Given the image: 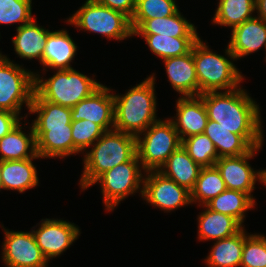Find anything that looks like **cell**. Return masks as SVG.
<instances>
[{
	"mask_svg": "<svg viewBox=\"0 0 266 267\" xmlns=\"http://www.w3.org/2000/svg\"><path fill=\"white\" fill-rule=\"evenodd\" d=\"M163 167L167 170L163 169ZM201 168L198 163L189 157L184 148L180 146L158 171L175 181L178 185L191 191L194 188Z\"/></svg>",
	"mask_w": 266,
	"mask_h": 267,
	"instance_id": "20",
	"label": "cell"
},
{
	"mask_svg": "<svg viewBox=\"0 0 266 267\" xmlns=\"http://www.w3.org/2000/svg\"><path fill=\"white\" fill-rule=\"evenodd\" d=\"M263 46L266 49V21L253 17L232 29L226 54L234 60L249 55Z\"/></svg>",
	"mask_w": 266,
	"mask_h": 267,
	"instance_id": "15",
	"label": "cell"
},
{
	"mask_svg": "<svg viewBox=\"0 0 266 267\" xmlns=\"http://www.w3.org/2000/svg\"><path fill=\"white\" fill-rule=\"evenodd\" d=\"M154 80V76L146 78L123 96L113 94L115 130L137 136L158 121Z\"/></svg>",
	"mask_w": 266,
	"mask_h": 267,
	"instance_id": "2",
	"label": "cell"
},
{
	"mask_svg": "<svg viewBox=\"0 0 266 267\" xmlns=\"http://www.w3.org/2000/svg\"><path fill=\"white\" fill-rule=\"evenodd\" d=\"M226 189L225 182L215 166L202 167L194 188L190 191L191 203L199 200L206 205Z\"/></svg>",
	"mask_w": 266,
	"mask_h": 267,
	"instance_id": "32",
	"label": "cell"
},
{
	"mask_svg": "<svg viewBox=\"0 0 266 267\" xmlns=\"http://www.w3.org/2000/svg\"><path fill=\"white\" fill-rule=\"evenodd\" d=\"M214 144L218 157L239 156L248 153L252 147L240 136L208 120L204 133Z\"/></svg>",
	"mask_w": 266,
	"mask_h": 267,
	"instance_id": "25",
	"label": "cell"
},
{
	"mask_svg": "<svg viewBox=\"0 0 266 267\" xmlns=\"http://www.w3.org/2000/svg\"><path fill=\"white\" fill-rule=\"evenodd\" d=\"M39 157H65L73 154L72 128H49L34 131Z\"/></svg>",
	"mask_w": 266,
	"mask_h": 267,
	"instance_id": "22",
	"label": "cell"
},
{
	"mask_svg": "<svg viewBox=\"0 0 266 267\" xmlns=\"http://www.w3.org/2000/svg\"><path fill=\"white\" fill-rule=\"evenodd\" d=\"M193 58L199 95L222 89H227L226 91L237 89L243 78L230 60L210 51L201 39L193 44Z\"/></svg>",
	"mask_w": 266,
	"mask_h": 267,
	"instance_id": "5",
	"label": "cell"
},
{
	"mask_svg": "<svg viewBox=\"0 0 266 267\" xmlns=\"http://www.w3.org/2000/svg\"><path fill=\"white\" fill-rule=\"evenodd\" d=\"M81 29L101 33L107 38L123 40L133 35L131 21L124 13L106 7L95 0H87L80 9L68 19Z\"/></svg>",
	"mask_w": 266,
	"mask_h": 267,
	"instance_id": "7",
	"label": "cell"
},
{
	"mask_svg": "<svg viewBox=\"0 0 266 267\" xmlns=\"http://www.w3.org/2000/svg\"><path fill=\"white\" fill-rule=\"evenodd\" d=\"M35 74L27 72L0 54V110L19 115L21 106L28 109L35 92Z\"/></svg>",
	"mask_w": 266,
	"mask_h": 267,
	"instance_id": "8",
	"label": "cell"
},
{
	"mask_svg": "<svg viewBox=\"0 0 266 267\" xmlns=\"http://www.w3.org/2000/svg\"><path fill=\"white\" fill-rule=\"evenodd\" d=\"M18 114L0 110V139L12 131L19 124Z\"/></svg>",
	"mask_w": 266,
	"mask_h": 267,
	"instance_id": "39",
	"label": "cell"
},
{
	"mask_svg": "<svg viewBox=\"0 0 266 267\" xmlns=\"http://www.w3.org/2000/svg\"><path fill=\"white\" fill-rule=\"evenodd\" d=\"M169 81L173 88L186 96H199V84L193 58V47L189 53L164 59Z\"/></svg>",
	"mask_w": 266,
	"mask_h": 267,
	"instance_id": "17",
	"label": "cell"
},
{
	"mask_svg": "<svg viewBox=\"0 0 266 267\" xmlns=\"http://www.w3.org/2000/svg\"><path fill=\"white\" fill-rule=\"evenodd\" d=\"M96 2L113 10L124 13L130 19L135 10L136 0H95Z\"/></svg>",
	"mask_w": 266,
	"mask_h": 267,
	"instance_id": "38",
	"label": "cell"
},
{
	"mask_svg": "<svg viewBox=\"0 0 266 267\" xmlns=\"http://www.w3.org/2000/svg\"><path fill=\"white\" fill-rule=\"evenodd\" d=\"M34 158L40 157L36 154L28 159L0 161L1 188L22 193L38 185L37 171L32 163Z\"/></svg>",
	"mask_w": 266,
	"mask_h": 267,
	"instance_id": "18",
	"label": "cell"
},
{
	"mask_svg": "<svg viewBox=\"0 0 266 267\" xmlns=\"http://www.w3.org/2000/svg\"><path fill=\"white\" fill-rule=\"evenodd\" d=\"M256 0H220L213 23L229 26L232 29L252 17Z\"/></svg>",
	"mask_w": 266,
	"mask_h": 267,
	"instance_id": "31",
	"label": "cell"
},
{
	"mask_svg": "<svg viewBox=\"0 0 266 267\" xmlns=\"http://www.w3.org/2000/svg\"><path fill=\"white\" fill-rule=\"evenodd\" d=\"M199 218V239L220 240L240 232L242 224L232 216L212 211L208 207Z\"/></svg>",
	"mask_w": 266,
	"mask_h": 267,
	"instance_id": "24",
	"label": "cell"
},
{
	"mask_svg": "<svg viewBox=\"0 0 266 267\" xmlns=\"http://www.w3.org/2000/svg\"><path fill=\"white\" fill-rule=\"evenodd\" d=\"M181 146L201 167H212L219 159L213 142L205 134L185 137L181 140Z\"/></svg>",
	"mask_w": 266,
	"mask_h": 267,
	"instance_id": "34",
	"label": "cell"
},
{
	"mask_svg": "<svg viewBox=\"0 0 266 267\" xmlns=\"http://www.w3.org/2000/svg\"><path fill=\"white\" fill-rule=\"evenodd\" d=\"M20 124L0 139V161L28 159L37 154L33 126L27 136L22 132Z\"/></svg>",
	"mask_w": 266,
	"mask_h": 267,
	"instance_id": "26",
	"label": "cell"
},
{
	"mask_svg": "<svg viewBox=\"0 0 266 267\" xmlns=\"http://www.w3.org/2000/svg\"><path fill=\"white\" fill-rule=\"evenodd\" d=\"M109 90L102 85L92 95L71 108L72 121L90 120L105 131L111 130L109 126L114 127V97Z\"/></svg>",
	"mask_w": 266,
	"mask_h": 267,
	"instance_id": "14",
	"label": "cell"
},
{
	"mask_svg": "<svg viewBox=\"0 0 266 267\" xmlns=\"http://www.w3.org/2000/svg\"><path fill=\"white\" fill-rule=\"evenodd\" d=\"M30 113H38L32 126L34 131H49V128H72L71 108L54 104L44 99H32Z\"/></svg>",
	"mask_w": 266,
	"mask_h": 267,
	"instance_id": "21",
	"label": "cell"
},
{
	"mask_svg": "<svg viewBox=\"0 0 266 267\" xmlns=\"http://www.w3.org/2000/svg\"><path fill=\"white\" fill-rule=\"evenodd\" d=\"M144 132V138L136 136V151L141 167L146 171L159 170L181 146L178 132L172 120H158Z\"/></svg>",
	"mask_w": 266,
	"mask_h": 267,
	"instance_id": "6",
	"label": "cell"
},
{
	"mask_svg": "<svg viewBox=\"0 0 266 267\" xmlns=\"http://www.w3.org/2000/svg\"><path fill=\"white\" fill-rule=\"evenodd\" d=\"M241 267H266V237L263 235L246 236L241 257Z\"/></svg>",
	"mask_w": 266,
	"mask_h": 267,
	"instance_id": "36",
	"label": "cell"
},
{
	"mask_svg": "<svg viewBox=\"0 0 266 267\" xmlns=\"http://www.w3.org/2000/svg\"><path fill=\"white\" fill-rule=\"evenodd\" d=\"M0 189H1V169H0Z\"/></svg>",
	"mask_w": 266,
	"mask_h": 267,
	"instance_id": "41",
	"label": "cell"
},
{
	"mask_svg": "<svg viewBox=\"0 0 266 267\" xmlns=\"http://www.w3.org/2000/svg\"><path fill=\"white\" fill-rule=\"evenodd\" d=\"M178 11L174 0H136L130 19L133 33L146 21L174 15Z\"/></svg>",
	"mask_w": 266,
	"mask_h": 267,
	"instance_id": "33",
	"label": "cell"
},
{
	"mask_svg": "<svg viewBox=\"0 0 266 267\" xmlns=\"http://www.w3.org/2000/svg\"><path fill=\"white\" fill-rule=\"evenodd\" d=\"M256 10L259 12V18L266 21V0H256Z\"/></svg>",
	"mask_w": 266,
	"mask_h": 267,
	"instance_id": "40",
	"label": "cell"
},
{
	"mask_svg": "<svg viewBox=\"0 0 266 267\" xmlns=\"http://www.w3.org/2000/svg\"><path fill=\"white\" fill-rule=\"evenodd\" d=\"M146 172H149V175L144 179L140 192L147 202L166 211L191 203L190 191L185 187L178 185L158 170Z\"/></svg>",
	"mask_w": 266,
	"mask_h": 267,
	"instance_id": "10",
	"label": "cell"
},
{
	"mask_svg": "<svg viewBox=\"0 0 266 267\" xmlns=\"http://www.w3.org/2000/svg\"><path fill=\"white\" fill-rule=\"evenodd\" d=\"M136 154V136L115 129L106 131L84 158L81 188L92 186L105 171L131 160Z\"/></svg>",
	"mask_w": 266,
	"mask_h": 267,
	"instance_id": "3",
	"label": "cell"
},
{
	"mask_svg": "<svg viewBox=\"0 0 266 267\" xmlns=\"http://www.w3.org/2000/svg\"><path fill=\"white\" fill-rule=\"evenodd\" d=\"M176 106L177 119L172 122L180 140L185 139L186 136L203 134L209 119L202 98L200 96H181Z\"/></svg>",
	"mask_w": 266,
	"mask_h": 267,
	"instance_id": "16",
	"label": "cell"
},
{
	"mask_svg": "<svg viewBox=\"0 0 266 267\" xmlns=\"http://www.w3.org/2000/svg\"><path fill=\"white\" fill-rule=\"evenodd\" d=\"M254 203V199L248 194L226 189L207 203L205 207L212 211L232 216L242 224L245 217L244 212L253 208Z\"/></svg>",
	"mask_w": 266,
	"mask_h": 267,
	"instance_id": "29",
	"label": "cell"
},
{
	"mask_svg": "<svg viewBox=\"0 0 266 267\" xmlns=\"http://www.w3.org/2000/svg\"><path fill=\"white\" fill-rule=\"evenodd\" d=\"M77 46L67 31L50 32L42 54V64L52 69H72L70 62L75 56Z\"/></svg>",
	"mask_w": 266,
	"mask_h": 267,
	"instance_id": "19",
	"label": "cell"
},
{
	"mask_svg": "<svg viewBox=\"0 0 266 267\" xmlns=\"http://www.w3.org/2000/svg\"><path fill=\"white\" fill-rule=\"evenodd\" d=\"M32 0H0V24L20 22L19 26L33 20L31 13Z\"/></svg>",
	"mask_w": 266,
	"mask_h": 267,
	"instance_id": "37",
	"label": "cell"
},
{
	"mask_svg": "<svg viewBox=\"0 0 266 267\" xmlns=\"http://www.w3.org/2000/svg\"><path fill=\"white\" fill-rule=\"evenodd\" d=\"M261 147H253L248 153L239 156L221 157L214 166L220 172L226 188L248 194L252 199L251 192L254 190L256 179L265 184V170L257 173L249 166L247 160L254 156Z\"/></svg>",
	"mask_w": 266,
	"mask_h": 267,
	"instance_id": "11",
	"label": "cell"
},
{
	"mask_svg": "<svg viewBox=\"0 0 266 267\" xmlns=\"http://www.w3.org/2000/svg\"><path fill=\"white\" fill-rule=\"evenodd\" d=\"M101 86L102 84L73 68L58 70L53 77L46 81L35 76L33 99H44L54 104L73 108Z\"/></svg>",
	"mask_w": 266,
	"mask_h": 267,
	"instance_id": "4",
	"label": "cell"
},
{
	"mask_svg": "<svg viewBox=\"0 0 266 267\" xmlns=\"http://www.w3.org/2000/svg\"><path fill=\"white\" fill-rule=\"evenodd\" d=\"M137 154L129 161L119 164L101 174L93 184L101 183L105 207L112 210L122 199L140 189L143 176Z\"/></svg>",
	"mask_w": 266,
	"mask_h": 267,
	"instance_id": "9",
	"label": "cell"
},
{
	"mask_svg": "<svg viewBox=\"0 0 266 267\" xmlns=\"http://www.w3.org/2000/svg\"><path fill=\"white\" fill-rule=\"evenodd\" d=\"M145 38L150 50L157 56L166 59L189 53L199 37H170L161 34H133Z\"/></svg>",
	"mask_w": 266,
	"mask_h": 267,
	"instance_id": "30",
	"label": "cell"
},
{
	"mask_svg": "<svg viewBox=\"0 0 266 267\" xmlns=\"http://www.w3.org/2000/svg\"><path fill=\"white\" fill-rule=\"evenodd\" d=\"M73 154L93 145L106 131L90 120L72 121Z\"/></svg>",
	"mask_w": 266,
	"mask_h": 267,
	"instance_id": "35",
	"label": "cell"
},
{
	"mask_svg": "<svg viewBox=\"0 0 266 267\" xmlns=\"http://www.w3.org/2000/svg\"><path fill=\"white\" fill-rule=\"evenodd\" d=\"M35 241L45 258L56 257L63 253L79 235V229L63 220L46 219L38 230L32 231Z\"/></svg>",
	"mask_w": 266,
	"mask_h": 267,
	"instance_id": "13",
	"label": "cell"
},
{
	"mask_svg": "<svg viewBox=\"0 0 266 267\" xmlns=\"http://www.w3.org/2000/svg\"><path fill=\"white\" fill-rule=\"evenodd\" d=\"M3 261L8 267H46L48 263L32 231H5Z\"/></svg>",
	"mask_w": 266,
	"mask_h": 267,
	"instance_id": "12",
	"label": "cell"
},
{
	"mask_svg": "<svg viewBox=\"0 0 266 267\" xmlns=\"http://www.w3.org/2000/svg\"><path fill=\"white\" fill-rule=\"evenodd\" d=\"M133 34L198 37L194 25L183 18L179 10L172 16L146 20Z\"/></svg>",
	"mask_w": 266,
	"mask_h": 267,
	"instance_id": "27",
	"label": "cell"
},
{
	"mask_svg": "<svg viewBox=\"0 0 266 267\" xmlns=\"http://www.w3.org/2000/svg\"><path fill=\"white\" fill-rule=\"evenodd\" d=\"M244 245V230L217 240L206 259L209 267H237L241 265Z\"/></svg>",
	"mask_w": 266,
	"mask_h": 267,
	"instance_id": "28",
	"label": "cell"
},
{
	"mask_svg": "<svg viewBox=\"0 0 266 267\" xmlns=\"http://www.w3.org/2000/svg\"><path fill=\"white\" fill-rule=\"evenodd\" d=\"M199 96L206 106L209 120L240 135L252 148L261 147L259 107L246 92L237 88L223 93L205 92Z\"/></svg>",
	"mask_w": 266,
	"mask_h": 267,
	"instance_id": "1",
	"label": "cell"
},
{
	"mask_svg": "<svg viewBox=\"0 0 266 267\" xmlns=\"http://www.w3.org/2000/svg\"><path fill=\"white\" fill-rule=\"evenodd\" d=\"M13 38L14 49L20 58H38L42 63V54L50 31L38 27L34 19L28 24L17 27Z\"/></svg>",
	"mask_w": 266,
	"mask_h": 267,
	"instance_id": "23",
	"label": "cell"
}]
</instances>
